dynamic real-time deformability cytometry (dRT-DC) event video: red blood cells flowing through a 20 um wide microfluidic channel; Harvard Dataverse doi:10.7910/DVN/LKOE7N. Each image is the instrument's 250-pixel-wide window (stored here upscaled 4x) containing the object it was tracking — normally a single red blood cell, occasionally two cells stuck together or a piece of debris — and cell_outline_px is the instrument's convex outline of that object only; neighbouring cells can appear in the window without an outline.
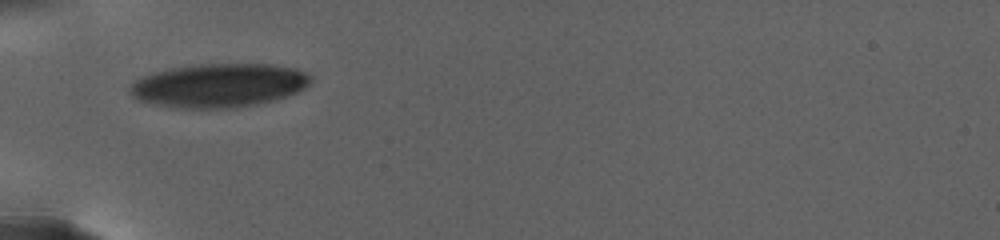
{"species": "human", "species_latin": "Homo sapiens", "temperature_condition": "warm", "stored_images_in_passage": 50, "camera_frame_rate_fps": 3000, "um_per_image_px": 0.085, "donor": {"sex": "female"}, "frame": {"image": 1, "passage_image": 1, "time_ms": 0.0, "image_size_px": [1000, 240], "cell_outline_px": [[312, 80], [304, 88], [288, 96], [256, 104], [232, 108], [172, 108], [136, 100], [132, 96], [128, 88], [132, 80], [140, 76], [152, 72], [192, 64], [272, 64], [296, 68], [312, 76]], "centroid_in_image_um": [18.54, 7.25], "position_along_channel_um": 66.5, "area_um2": 46.59}}
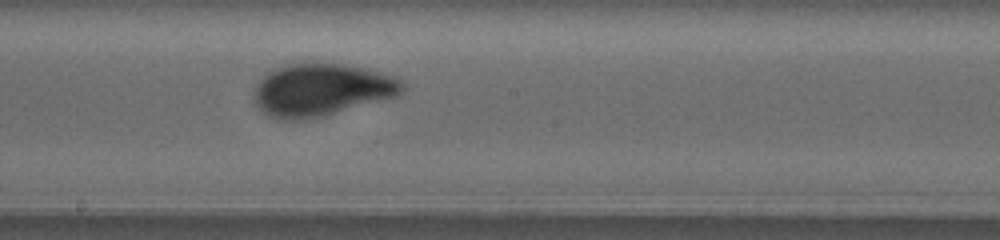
{"frame": {"image": 2, "passage_image": 21, "time_ms": 6.333, "image_size_px": [1000, 240], "cell_outline_px": [[404, 92], [396, 96], [324, 116], [304, 120], [280, 120], [268, 116], [256, 104], [256, 88], [264, 72], [292, 60], [300, 60], [344, 64], [368, 68], [392, 76], [400, 80], [404, 84]], "centroid_in_image_um": [27.29, 7.59], "position_along_channel_um": 220.9, "area_um2": 46.24}}
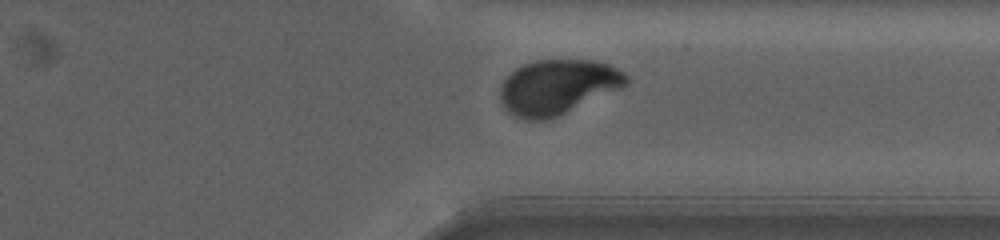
{"frame": {"image": 3, "passage_image": 43, "time_ms": 12.0, "image_size_px": [1000, 240], "cell_outline_px": [[628, 84], [548, 120], [528, 120], [516, 116], [500, 100], [500, 88], [504, 80], [516, 68], [524, 64], [536, 60], [592, 60], [608, 64], [624, 72], [628, 76]], "centroid_in_image_um": [47.4, 7.37], "position_along_channel_um": 364.0, "area_um2": 39.54}, "authors_computed_cell_mechanics": {"area_um2": 45.1129, "velocity_mm_per_s": 2.5253, "shape_relaxation_time_tau1_ms": 4.7194, "shape_relaxation_time_tau2_ms": null, "deformation_change_tau1": 0.1752, "deformation_change_tau2": null}}